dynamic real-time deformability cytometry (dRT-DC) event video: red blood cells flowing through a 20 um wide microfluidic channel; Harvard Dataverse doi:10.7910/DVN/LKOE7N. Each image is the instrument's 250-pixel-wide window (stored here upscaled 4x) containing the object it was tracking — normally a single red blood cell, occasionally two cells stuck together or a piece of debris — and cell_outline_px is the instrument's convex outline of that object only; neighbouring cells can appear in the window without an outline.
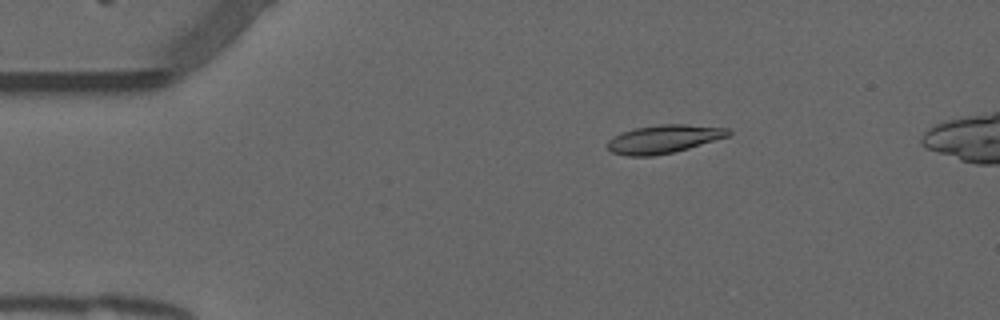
{"species": "common noctule bat (a hibernating species)", "species_latin": "Nyctalus noctula", "temperature_condition": "warm", "stored_images_in_passage": 43, "camera_frame_rate_fps": 3000, "um_per_image_px": 0.085, "animal": {"sex": "male", "forearm_length_mm": 52.5}, "frame": {"image": 1, "passage_image": 1, "time_ms": 0.0, "image_size_px": [1000, 320], "cell_outline_px": [[732, 132], [728, 136], [688, 148], [672, 152], [652, 156], [628, 156], [612, 152], [608, 148], [608, 140], [624, 132], [636, 128], [660, 124], [684, 124], [728, 128]], "centroid_in_image_um": [56.43, 11.81], "position_along_channel_um": 28.6, "area_um2": 19.54}}
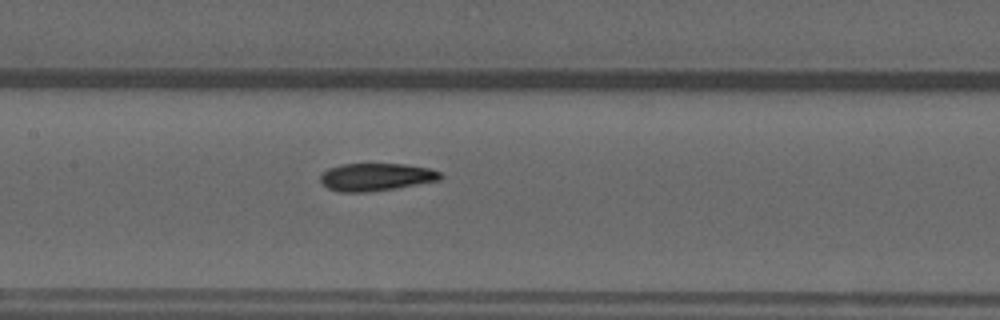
{"frame": {"image": 2, "passage_image": 17, "time_ms": 5.333, "image_size_px": [1000, 320], "cell_outline_px": [[444, 176], [440, 180], [396, 188], [364, 192], [340, 192], [328, 188], [320, 180], [320, 176], [328, 168], [340, 164], [404, 164], [428, 168], [440, 172]], "centroid_in_image_um": [31.97, 15.04], "position_along_channel_um": 175.4, "area_um2": 19.25}}
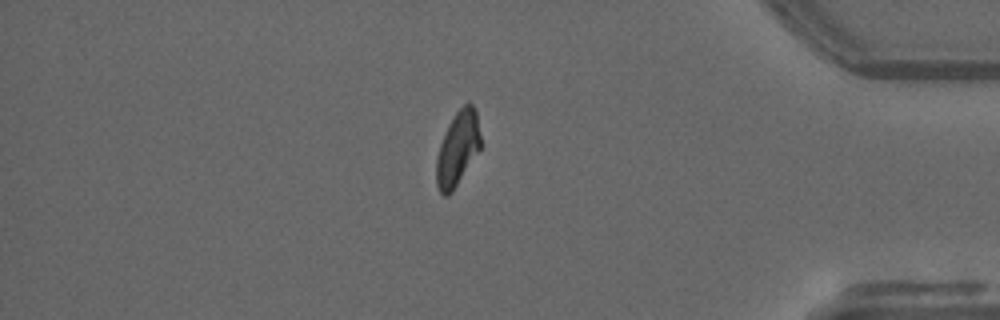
{"frame": {"image": 3, "passage_image": 37, "time_ms": 12.0, "image_size_px": [1000, 320], "cell_outline_px": [[480, 148], [452, 192], [448, 196], [444, 196], [440, 192], [436, 184], [436, 160], [440, 144], [448, 124], [456, 112], [468, 100], [472, 104], [476, 112], [480, 136]], "centroid_in_image_um": [38.88, 12.62], "position_along_channel_um": 396.3, "area_um2": 18.9}}